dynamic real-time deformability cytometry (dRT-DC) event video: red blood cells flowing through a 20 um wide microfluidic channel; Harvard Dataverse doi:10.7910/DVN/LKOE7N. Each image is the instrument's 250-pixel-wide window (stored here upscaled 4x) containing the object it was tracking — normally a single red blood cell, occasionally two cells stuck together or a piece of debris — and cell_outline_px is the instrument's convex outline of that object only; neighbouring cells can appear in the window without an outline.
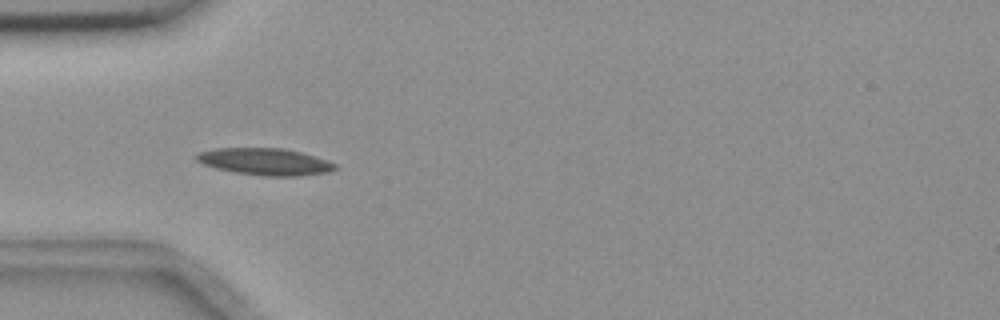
{"species": "common noctule bat (a hibernating species)", "species_latin": "Nyctalus noctula", "temperature_condition": "room temperature", "stored_images_in_passage": 40, "camera_frame_rate_fps": 3000, "um_per_image_px": 0.085, "animal": {"sex": "female", "body_mass_g": 18.4}, "frame": {"image": 1, "passage_image": 1, "time_ms": 0.0, "image_size_px": [1000, 320], "cell_outline_px": [[340, 168], [328, 172], [300, 176], [264, 176], [236, 172], [216, 168], [204, 164], [196, 160], [196, 156], [200, 152], [216, 148], [284, 148], [300, 152], [336, 164]], "centroid_in_image_um": [22.55, 13.74], "position_along_channel_um": 62.5, "area_um2": 21.5}}
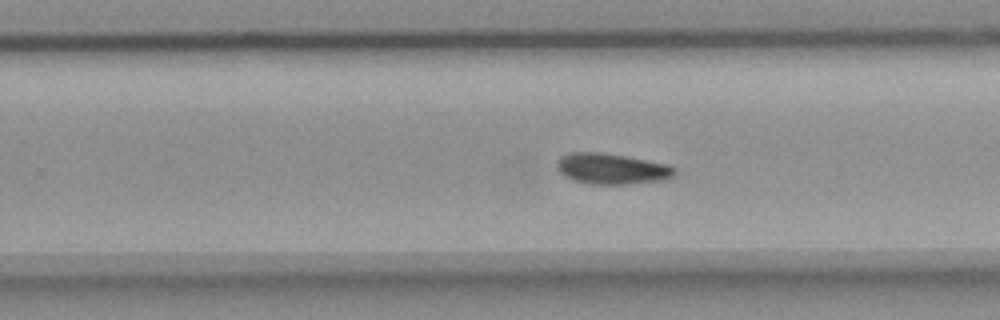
{"frame": {"image": 2, "passage_image": 19, "time_ms": 6.0, "image_size_px": [1000, 320], "cell_outline_px": [[676, 172], [668, 180], [628, 184], [592, 184], [572, 180], [564, 176], [560, 172], [556, 164], [556, 160], [560, 156], [568, 152], [600, 152], [624, 156], [668, 164], [676, 168]], "centroid_in_image_um": [51.99, 14.35], "position_along_channel_um": 277.8, "area_um2": 21.33}}
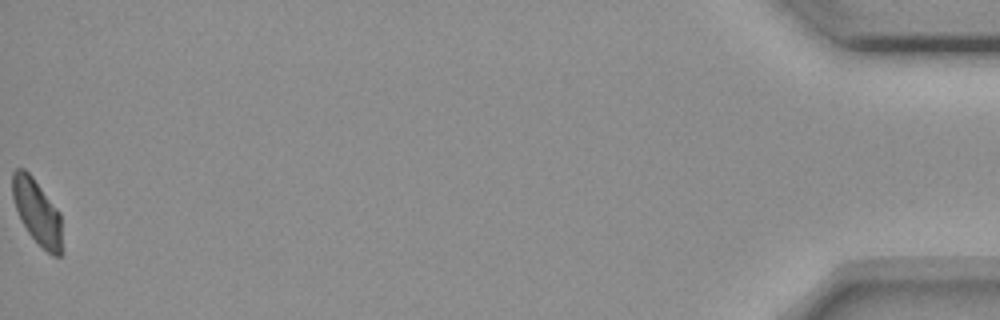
{"frame": {"image": 3, "passage_image": 40, "time_ms": 13.0, "image_size_px": [1000, 320], "cell_outline_px": [[64, 252], [60, 256], [52, 256], [28, 232], [16, 208], [12, 196], [12, 172], [16, 168], [24, 168], [32, 176], [60, 212]], "centroid_in_image_um": [3.19, 18.03], "position_along_channel_um": 432.0, "area_um2": 18.84}, "authors_computed_cell_mechanics": {"area_um2": 20.2589, "velocity_mm_per_s": 3.6308, "shape_relaxation_time_tau1_ms": 5.9515, "shape_relaxation_time_tau2_ms": null, "deformation_change_tau1": 0.1393, "deformation_change_tau2": null}}